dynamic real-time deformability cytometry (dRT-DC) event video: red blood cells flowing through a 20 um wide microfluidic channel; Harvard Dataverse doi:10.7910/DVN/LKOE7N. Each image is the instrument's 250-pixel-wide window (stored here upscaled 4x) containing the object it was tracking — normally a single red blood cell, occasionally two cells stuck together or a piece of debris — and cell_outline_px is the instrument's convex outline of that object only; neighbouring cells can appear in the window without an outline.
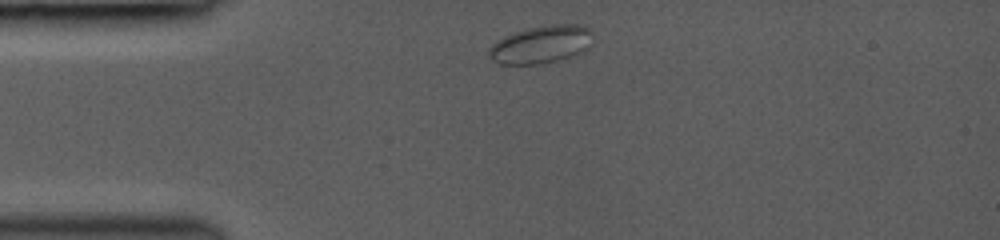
{"species": "common noctule bat (a hibernating species)", "species_latin": "Nyctalus noctula", "temperature_condition": "room temperature", "stored_images_in_passage": 7, "camera_frame_rate_fps": 3000, "um_per_image_px": 0.085, "animal": {"sex": "female", "body_mass_g": 19.0, "forearm_length_mm": 53.3}, "frame": {"image": 1, "passage_image": 1, "time_ms": 0.0, "image_size_px": [1000, 240], "cell_outline_px": [[592, 32], [588, 48], [572, 56], [540, 64], [500, 64], [492, 60], [488, 56], [488, 48], [492, 44], [504, 36], [528, 28], [552, 24], [580, 24], [588, 28]], "centroid_in_image_um": [45.96, 3.78], "position_along_channel_um": 39.0, "area_um2": 22.72}}
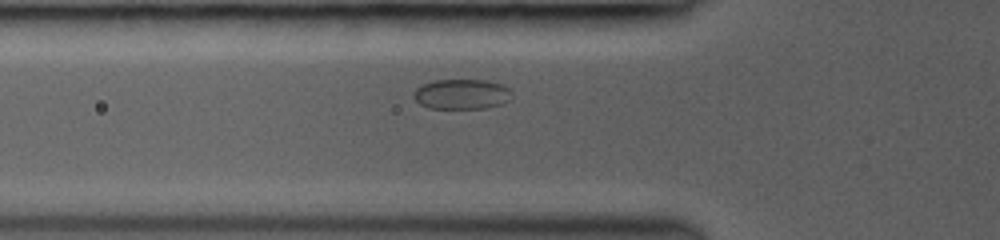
{"frame": {"image": 2, "passage_image": 6, "time_ms": 2.0, "image_size_px": [1000, 240], "cell_outline_px": [[512, 92], [508, 100], [500, 104], [488, 108], [428, 108], [420, 104], [412, 96], [412, 92], [420, 84], [432, 80], [488, 80], [500, 84], [508, 88]], "centroid_in_image_um": [39.18, 7.99], "position_along_channel_um": 86.6, "area_um2": 17.34}}